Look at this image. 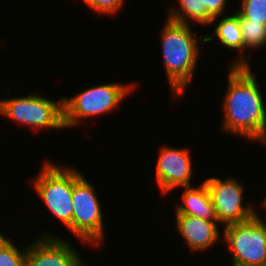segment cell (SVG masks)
Instances as JSON below:
<instances>
[{
	"label": "cell",
	"mask_w": 266,
	"mask_h": 266,
	"mask_svg": "<svg viewBox=\"0 0 266 266\" xmlns=\"http://www.w3.org/2000/svg\"><path fill=\"white\" fill-rule=\"evenodd\" d=\"M248 63L243 55L230 66L222 126L227 132L266 144V108Z\"/></svg>",
	"instance_id": "obj_1"
},
{
	"label": "cell",
	"mask_w": 266,
	"mask_h": 266,
	"mask_svg": "<svg viewBox=\"0 0 266 266\" xmlns=\"http://www.w3.org/2000/svg\"><path fill=\"white\" fill-rule=\"evenodd\" d=\"M190 24L167 19L161 41L164 64L172 92L180 95L189 84L199 58L198 38Z\"/></svg>",
	"instance_id": "obj_2"
},
{
	"label": "cell",
	"mask_w": 266,
	"mask_h": 266,
	"mask_svg": "<svg viewBox=\"0 0 266 266\" xmlns=\"http://www.w3.org/2000/svg\"><path fill=\"white\" fill-rule=\"evenodd\" d=\"M38 176L34 178V187L37 194L52 214L64 223L72 232L73 184L82 176L70 168H61L58 165L46 162Z\"/></svg>",
	"instance_id": "obj_3"
},
{
	"label": "cell",
	"mask_w": 266,
	"mask_h": 266,
	"mask_svg": "<svg viewBox=\"0 0 266 266\" xmlns=\"http://www.w3.org/2000/svg\"><path fill=\"white\" fill-rule=\"evenodd\" d=\"M129 85L111 83L87 88L79 95L63 97V124L65 128L79 124L80 119L108 113L130 92Z\"/></svg>",
	"instance_id": "obj_4"
},
{
	"label": "cell",
	"mask_w": 266,
	"mask_h": 266,
	"mask_svg": "<svg viewBox=\"0 0 266 266\" xmlns=\"http://www.w3.org/2000/svg\"><path fill=\"white\" fill-rule=\"evenodd\" d=\"M224 227L232 266H266V223L257 213L249 220Z\"/></svg>",
	"instance_id": "obj_5"
},
{
	"label": "cell",
	"mask_w": 266,
	"mask_h": 266,
	"mask_svg": "<svg viewBox=\"0 0 266 266\" xmlns=\"http://www.w3.org/2000/svg\"><path fill=\"white\" fill-rule=\"evenodd\" d=\"M0 113L33 129L65 128L63 124V99L50 101L34 94L27 97H14L0 100Z\"/></svg>",
	"instance_id": "obj_6"
},
{
	"label": "cell",
	"mask_w": 266,
	"mask_h": 266,
	"mask_svg": "<svg viewBox=\"0 0 266 266\" xmlns=\"http://www.w3.org/2000/svg\"><path fill=\"white\" fill-rule=\"evenodd\" d=\"M72 199L73 234L82 242L100 245L104 239L102 210L94 188L83 175L73 184Z\"/></svg>",
	"instance_id": "obj_7"
},
{
	"label": "cell",
	"mask_w": 266,
	"mask_h": 266,
	"mask_svg": "<svg viewBox=\"0 0 266 266\" xmlns=\"http://www.w3.org/2000/svg\"><path fill=\"white\" fill-rule=\"evenodd\" d=\"M207 186L215 211L216 218L222 225L244 222L257 212L253 207L243 206V185L237 180L228 178H209L204 181Z\"/></svg>",
	"instance_id": "obj_8"
},
{
	"label": "cell",
	"mask_w": 266,
	"mask_h": 266,
	"mask_svg": "<svg viewBox=\"0 0 266 266\" xmlns=\"http://www.w3.org/2000/svg\"><path fill=\"white\" fill-rule=\"evenodd\" d=\"M191 160L187 149H161L156 166V180L164 194L178 186L191 187Z\"/></svg>",
	"instance_id": "obj_9"
},
{
	"label": "cell",
	"mask_w": 266,
	"mask_h": 266,
	"mask_svg": "<svg viewBox=\"0 0 266 266\" xmlns=\"http://www.w3.org/2000/svg\"><path fill=\"white\" fill-rule=\"evenodd\" d=\"M78 253L69 242L44 234L27 247L26 266H83Z\"/></svg>",
	"instance_id": "obj_10"
},
{
	"label": "cell",
	"mask_w": 266,
	"mask_h": 266,
	"mask_svg": "<svg viewBox=\"0 0 266 266\" xmlns=\"http://www.w3.org/2000/svg\"><path fill=\"white\" fill-rule=\"evenodd\" d=\"M178 232L193 251L206 250L220 238L218 221H207L196 216L176 215Z\"/></svg>",
	"instance_id": "obj_11"
},
{
	"label": "cell",
	"mask_w": 266,
	"mask_h": 266,
	"mask_svg": "<svg viewBox=\"0 0 266 266\" xmlns=\"http://www.w3.org/2000/svg\"><path fill=\"white\" fill-rule=\"evenodd\" d=\"M184 204L177 205L176 215L196 216L207 221H218L209 190L203 182L199 187H185Z\"/></svg>",
	"instance_id": "obj_12"
},
{
	"label": "cell",
	"mask_w": 266,
	"mask_h": 266,
	"mask_svg": "<svg viewBox=\"0 0 266 266\" xmlns=\"http://www.w3.org/2000/svg\"><path fill=\"white\" fill-rule=\"evenodd\" d=\"M223 46L243 51V38L240 28L239 12L224 17L216 26L214 32Z\"/></svg>",
	"instance_id": "obj_13"
},
{
	"label": "cell",
	"mask_w": 266,
	"mask_h": 266,
	"mask_svg": "<svg viewBox=\"0 0 266 266\" xmlns=\"http://www.w3.org/2000/svg\"><path fill=\"white\" fill-rule=\"evenodd\" d=\"M240 28L243 38V52L249 48H259L266 45V25L244 18L239 13ZM245 48V49H244Z\"/></svg>",
	"instance_id": "obj_14"
},
{
	"label": "cell",
	"mask_w": 266,
	"mask_h": 266,
	"mask_svg": "<svg viewBox=\"0 0 266 266\" xmlns=\"http://www.w3.org/2000/svg\"><path fill=\"white\" fill-rule=\"evenodd\" d=\"M180 10H170L169 19L188 24V17L194 22L204 24V1L203 0H179Z\"/></svg>",
	"instance_id": "obj_15"
},
{
	"label": "cell",
	"mask_w": 266,
	"mask_h": 266,
	"mask_svg": "<svg viewBox=\"0 0 266 266\" xmlns=\"http://www.w3.org/2000/svg\"><path fill=\"white\" fill-rule=\"evenodd\" d=\"M26 251H20L0 233V266H26Z\"/></svg>",
	"instance_id": "obj_16"
},
{
	"label": "cell",
	"mask_w": 266,
	"mask_h": 266,
	"mask_svg": "<svg viewBox=\"0 0 266 266\" xmlns=\"http://www.w3.org/2000/svg\"><path fill=\"white\" fill-rule=\"evenodd\" d=\"M238 12L246 19L266 25V0H242Z\"/></svg>",
	"instance_id": "obj_17"
},
{
	"label": "cell",
	"mask_w": 266,
	"mask_h": 266,
	"mask_svg": "<svg viewBox=\"0 0 266 266\" xmlns=\"http://www.w3.org/2000/svg\"><path fill=\"white\" fill-rule=\"evenodd\" d=\"M204 1V26L213 24L216 17L223 14L227 0H203Z\"/></svg>",
	"instance_id": "obj_18"
},
{
	"label": "cell",
	"mask_w": 266,
	"mask_h": 266,
	"mask_svg": "<svg viewBox=\"0 0 266 266\" xmlns=\"http://www.w3.org/2000/svg\"><path fill=\"white\" fill-rule=\"evenodd\" d=\"M87 6L96 12L111 14L119 11L124 0H83Z\"/></svg>",
	"instance_id": "obj_19"
},
{
	"label": "cell",
	"mask_w": 266,
	"mask_h": 266,
	"mask_svg": "<svg viewBox=\"0 0 266 266\" xmlns=\"http://www.w3.org/2000/svg\"><path fill=\"white\" fill-rule=\"evenodd\" d=\"M263 206L266 207V198H265V201H263Z\"/></svg>",
	"instance_id": "obj_20"
}]
</instances>
